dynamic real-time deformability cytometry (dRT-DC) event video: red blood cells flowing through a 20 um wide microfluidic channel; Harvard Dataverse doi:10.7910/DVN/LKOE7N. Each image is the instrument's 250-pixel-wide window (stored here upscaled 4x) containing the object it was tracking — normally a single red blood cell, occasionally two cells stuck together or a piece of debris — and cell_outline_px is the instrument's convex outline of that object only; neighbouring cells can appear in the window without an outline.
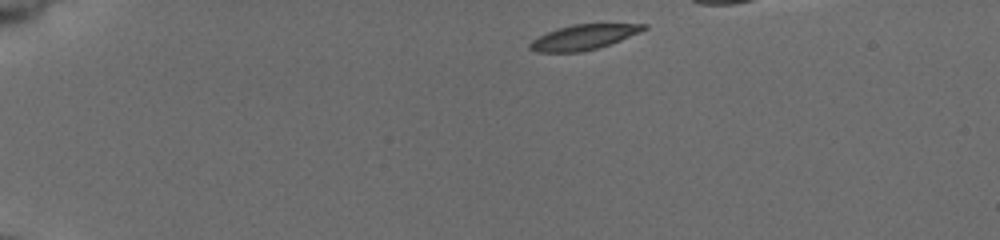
{"species": "common noctule bat (a hibernating species)", "species_latin": "Nyctalus noctula", "temperature_condition": "cold", "stored_images_in_passage": 16, "camera_frame_rate_fps": 3000, "um_per_image_px": 0.085, "animal": {"sex": "female", "body_mass_g": 19.5, "forearm_length_mm": 54.1}, "frame": {"image": 1, "passage_image": 1, "time_ms": 0.0, "image_size_px": [1000, 240], "cell_outline_px": [[648, 28], [640, 32], [600, 48], [580, 52], [536, 52], [528, 48], [528, 44], [532, 40], [548, 32], [572, 24], [648, 24]], "centroid_in_image_um": [49.61, 3.17], "position_along_channel_um": 35.4, "area_um2": 16.53}}